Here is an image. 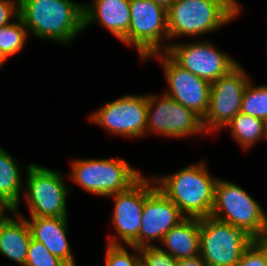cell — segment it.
I'll return each mask as SVG.
<instances>
[{"label": "cell", "mask_w": 267, "mask_h": 266, "mask_svg": "<svg viewBox=\"0 0 267 266\" xmlns=\"http://www.w3.org/2000/svg\"><path fill=\"white\" fill-rule=\"evenodd\" d=\"M19 17L34 37L69 44L84 30L83 5L72 0H19Z\"/></svg>", "instance_id": "6da1fadb"}, {"label": "cell", "mask_w": 267, "mask_h": 266, "mask_svg": "<svg viewBox=\"0 0 267 266\" xmlns=\"http://www.w3.org/2000/svg\"><path fill=\"white\" fill-rule=\"evenodd\" d=\"M153 179L157 188L186 218L211 216L217 178L210 176L204 161L186 166L170 175L154 176Z\"/></svg>", "instance_id": "7a4b0ae2"}, {"label": "cell", "mask_w": 267, "mask_h": 266, "mask_svg": "<svg viewBox=\"0 0 267 266\" xmlns=\"http://www.w3.org/2000/svg\"><path fill=\"white\" fill-rule=\"evenodd\" d=\"M240 11L232 0H176L167 9L169 39L216 31Z\"/></svg>", "instance_id": "3957f363"}, {"label": "cell", "mask_w": 267, "mask_h": 266, "mask_svg": "<svg viewBox=\"0 0 267 266\" xmlns=\"http://www.w3.org/2000/svg\"><path fill=\"white\" fill-rule=\"evenodd\" d=\"M211 216L243 228L254 239H267V214L235 183L217 179Z\"/></svg>", "instance_id": "277c9868"}, {"label": "cell", "mask_w": 267, "mask_h": 266, "mask_svg": "<svg viewBox=\"0 0 267 266\" xmlns=\"http://www.w3.org/2000/svg\"><path fill=\"white\" fill-rule=\"evenodd\" d=\"M71 165V180L99 196L126 191L143 176L124 159H76Z\"/></svg>", "instance_id": "5b68a950"}, {"label": "cell", "mask_w": 267, "mask_h": 266, "mask_svg": "<svg viewBox=\"0 0 267 266\" xmlns=\"http://www.w3.org/2000/svg\"><path fill=\"white\" fill-rule=\"evenodd\" d=\"M254 238L212 216L200 219V255L208 266H236Z\"/></svg>", "instance_id": "8992f818"}, {"label": "cell", "mask_w": 267, "mask_h": 266, "mask_svg": "<svg viewBox=\"0 0 267 266\" xmlns=\"http://www.w3.org/2000/svg\"><path fill=\"white\" fill-rule=\"evenodd\" d=\"M25 198L31 217H68L69 189L58 170L30 164L27 167Z\"/></svg>", "instance_id": "52a82bcc"}, {"label": "cell", "mask_w": 267, "mask_h": 266, "mask_svg": "<svg viewBox=\"0 0 267 266\" xmlns=\"http://www.w3.org/2000/svg\"><path fill=\"white\" fill-rule=\"evenodd\" d=\"M131 20L123 43L134 46L141 59L161 52V40L169 39L167 9L152 0H130Z\"/></svg>", "instance_id": "ba28073f"}, {"label": "cell", "mask_w": 267, "mask_h": 266, "mask_svg": "<svg viewBox=\"0 0 267 266\" xmlns=\"http://www.w3.org/2000/svg\"><path fill=\"white\" fill-rule=\"evenodd\" d=\"M249 81L246 70L238 64L229 73L211 83L209 106L202 119L206 132L224 128L240 112Z\"/></svg>", "instance_id": "9c48e42d"}, {"label": "cell", "mask_w": 267, "mask_h": 266, "mask_svg": "<svg viewBox=\"0 0 267 266\" xmlns=\"http://www.w3.org/2000/svg\"><path fill=\"white\" fill-rule=\"evenodd\" d=\"M147 95L146 132H155L171 138H182L206 133L202 118L165 93L158 100Z\"/></svg>", "instance_id": "30bf717a"}, {"label": "cell", "mask_w": 267, "mask_h": 266, "mask_svg": "<svg viewBox=\"0 0 267 266\" xmlns=\"http://www.w3.org/2000/svg\"><path fill=\"white\" fill-rule=\"evenodd\" d=\"M162 51L166 52L182 68L210 83L226 75L239 64L208 41L171 43L162 48Z\"/></svg>", "instance_id": "8fae6325"}, {"label": "cell", "mask_w": 267, "mask_h": 266, "mask_svg": "<svg viewBox=\"0 0 267 266\" xmlns=\"http://www.w3.org/2000/svg\"><path fill=\"white\" fill-rule=\"evenodd\" d=\"M88 120L105 127L112 135L128 138L145 136L147 95H124L92 113Z\"/></svg>", "instance_id": "7c38bea8"}, {"label": "cell", "mask_w": 267, "mask_h": 266, "mask_svg": "<svg viewBox=\"0 0 267 266\" xmlns=\"http://www.w3.org/2000/svg\"><path fill=\"white\" fill-rule=\"evenodd\" d=\"M162 54L150 57L162 61L169 87L165 94L203 119L209 106L211 83L182 68L166 52Z\"/></svg>", "instance_id": "4fadbf2b"}, {"label": "cell", "mask_w": 267, "mask_h": 266, "mask_svg": "<svg viewBox=\"0 0 267 266\" xmlns=\"http://www.w3.org/2000/svg\"><path fill=\"white\" fill-rule=\"evenodd\" d=\"M151 181V182H150ZM155 183L145 178V204L142 210L141 228L138 236V248L156 246L152 241H162L164 235L186 217L180 209L168 199ZM151 241V242H150Z\"/></svg>", "instance_id": "5bb4252c"}, {"label": "cell", "mask_w": 267, "mask_h": 266, "mask_svg": "<svg viewBox=\"0 0 267 266\" xmlns=\"http://www.w3.org/2000/svg\"><path fill=\"white\" fill-rule=\"evenodd\" d=\"M110 197L114 199L112 222L116 234L128 246L138 248L142 210L145 204V177L142 176L128 190Z\"/></svg>", "instance_id": "9a60e30c"}, {"label": "cell", "mask_w": 267, "mask_h": 266, "mask_svg": "<svg viewBox=\"0 0 267 266\" xmlns=\"http://www.w3.org/2000/svg\"><path fill=\"white\" fill-rule=\"evenodd\" d=\"M68 217H31L26 219L31 238L41 242L48 251L67 266H75V258L67 240Z\"/></svg>", "instance_id": "2e32d148"}, {"label": "cell", "mask_w": 267, "mask_h": 266, "mask_svg": "<svg viewBox=\"0 0 267 266\" xmlns=\"http://www.w3.org/2000/svg\"><path fill=\"white\" fill-rule=\"evenodd\" d=\"M84 30L94 21L122 41L128 34L131 20L130 0H94L83 5Z\"/></svg>", "instance_id": "e0dca14e"}, {"label": "cell", "mask_w": 267, "mask_h": 266, "mask_svg": "<svg viewBox=\"0 0 267 266\" xmlns=\"http://www.w3.org/2000/svg\"><path fill=\"white\" fill-rule=\"evenodd\" d=\"M17 219L9 216L0 224V253L17 262L25 264L31 232L26 218L18 210L12 212Z\"/></svg>", "instance_id": "ac0fdd59"}, {"label": "cell", "mask_w": 267, "mask_h": 266, "mask_svg": "<svg viewBox=\"0 0 267 266\" xmlns=\"http://www.w3.org/2000/svg\"><path fill=\"white\" fill-rule=\"evenodd\" d=\"M167 252L176 260L194 257L200 254V219L185 218L171 228L162 241ZM166 250V251H165Z\"/></svg>", "instance_id": "d6986e66"}, {"label": "cell", "mask_w": 267, "mask_h": 266, "mask_svg": "<svg viewBox=\"0 0 267 266\" xmlns=\"http://www.w3.org/2000/svg\"><path fill=\"white\" fill-rule=\"evenodd\" d=\"M21 183L19 164L0 147V198L14 210L19 208Z\"/></svg>", "instance_id": "ffe728a7"}, {"label": "cell", "mask_w": 267, "mask_h": 266, "mask_svg": "<svg viewBox=\"0 0 267 266\" xmlns=\"http://www.w3.org/2000/svg\"><path fill=\"white\" fill-rule=\"evenodd\" d=\"M242 148L248 149L265 138L263 119L239 112L226 126Z\"/></svg>", "instance_id": "44dd1931"}, {"label": "cell", "mask_w": 267, "mask_h": 266, "mask_svg": "<svg viewBox=\"0 0 267 266\" xmlns=\"http://www.w3.org/2000/svg\"><path fill=\"white\" fill-rule=\"evenodd\" d=\"M27 32L20 17L16 18L15 23L11 22L0 27V51L6 59L24 48Z\"/></svg>", "instance_id": "7402d4cb"}, {"label": "cell", "mask_w": 267, "mask_h": 266, "mask_svg": "<svg viewBox=\"0 0 267 266\" xmlns=\"http://www.w3.org/2000/svg\"><path fill=\"white\" fill-rule=\"evenodd\" d=\"M240 112L263 120L267 118V85L253 86L250 80L243 94Z\"/></svg>", "instance_id": "603a6c76"}, {"label": "cell", "mask_w": 267, "mask_h": 266, "mask_svg": "<svg viewBox=\"0 0 267 266\" xmlns=\"http://www.w3.org/2000/svg\"><path fill=\"white\" fill-rule=\"evenodd\" d=\"M106 249V266H141L140 249L132 247L137 253L129 254L117 236H110ZM117 238V239H116Z\"/></svg>", "instance_id": "cb8c5ba5"}, {"label": "cell", "mask_w": 267, "mask_h": 266, "mask_svg": "<svg viewBox=\"0 0 267 266\" xmlns=\"http://www.w3.org/2000/svg\"><path fill=\"white\" fill-rule=\"evenodd\" d=\"M24 266H67L41 243L31 238Z\"/></svg>", "instance_id": "d4e9b609"}, {"label": "cell", "mask_w": 267, "mask_h": 266, "mask_svg": "<svg viewBox=\"0 0 267 266\" xmlns=\"http://www.w3.org/2000/svg\"><path fill=\"white\" fill-rule=\"evenodd\" d=\"M236 266H267V239H254Z\"/></svg>", "instance_id": "484cf974"}, {"label": "cell", "mask_w": 267, "mask_h": 266, "mask_svg": "<svg viewBox=\"0 0 267 266\" xmlns=\"http://www.w3.org/2000/svg\"><path fill=\"white\" fill-rule=\"evenodd\" d=\"M141 266H177V260L158 246L140 248Z\"/></svg>", "instance_id": "4316f807"}, {"label": "cell", "mask_w": 267, "mask_h": 266, "mask_svg": "<svg viewBox=\"0 0 267 266\" xmlns=\"http://www.w3.org/2000/svg\"><path fill=\"white\" fill-rule=\"evenodd\" d=\"M19 17V0H0V27Z\"/></svg>", "instance_id": "83f0119b"}, {"label": "cell", "mask_w": 267, "mask_h": 266, "mask_svg": "<svg viewBox=\"0 0 267 266\" xmlns=\"http://www.w3.org/2000/svg\"><path fill=\"white\" fill-rule=\"evenodd\" d=\"M177 266H208L201 255L177 260Z\"/></svg>", "instance_id": "f1b7e54d"}, {"label": "cell", "mask_w": 267, "mask_h": 266, "mask_svg": "<svg viewBox=\"0 0 267 266\" xmlns=\"http://www.w3.org/2000/svg\"><path fill=\"white\" fill-rule=\"evenodd\" d=\"M6 210L11 213L14 211L11 206H9L3 199L0 198V224L8 217L5 214Z\"/></svg>", "instance_id": "f546056e"}, {"label": "cell", "mask_w": 267, "mask_h": 266, "mask_svg": "<svg viewBox=\"0 0 267 266\" xmlns=\"http://www.w3.org/2000/svg\"><path fill=\"white\" fill-rule=\"evenodd\" d=\"M152 1L168 9L176 0H152Z\"/></svg>", "instance_id": "4dcf8cb0"}, {"label": "cell", "mask_w": 267, "mask_h": 266, "mask_svg": "<svg viewBox=\"0 0 267 266\" xmlns=\"http://www.w3.org/2000/svg\"><path fill=\"white\" fill-rule=\"evenodd\" d=\"M5 61H6V58L4 57V55L0 51V67L3 66Z\"/></svg>", "instance_id": "1f68e13d"}, {"label": "cell", "mask_w": 267, "mask_h": 266, "mask_svg": "<svg viewBox=\"0 0 267 266\" xmlns=\"http://www.w3.org/2000/svg\"><path fill=\"white\" fill-rule=\"evenodd\" d=\"M263 121H264L265 138L267 139V118H265Z\"/></svg>", "instance_id": "d6a6232c"}, {"label": "cell", "mask_w": 267, "mask_h": 266, "mask_svg": "<svg viewBox=\"0 0 267 266\" xmlns=\"http://www.w3.org/2000/svg\"><path fill=\"white\" fill-rule=\"evenodd\" d=\"M239 8H241L240 7V5H239V2H237L236 0H232Z\"/></svg>", "instance_id": "836d02e7"}]
</instances>
